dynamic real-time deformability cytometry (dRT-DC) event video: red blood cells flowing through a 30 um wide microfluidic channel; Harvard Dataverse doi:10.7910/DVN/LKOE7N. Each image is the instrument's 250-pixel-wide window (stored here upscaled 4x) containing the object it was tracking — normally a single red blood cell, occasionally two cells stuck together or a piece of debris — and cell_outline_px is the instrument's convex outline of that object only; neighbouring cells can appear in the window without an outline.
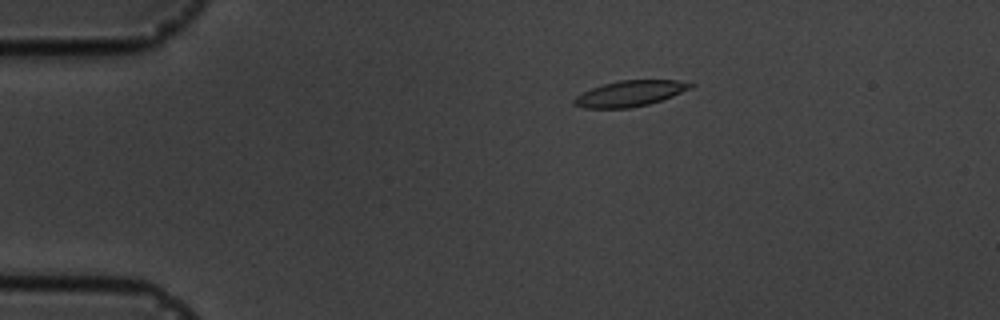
{"species": "common noctule bat (a hibernating species)", "species_latin": "Nyctalus noctula", "temperature_condition": "cold", "stored_images_in_passage": 2, "camera_frame_rate_fps": 3000, "um_per_image_px": 0.085, "animal": {"sex": "male", "body_mass_g": 19.5, "forearm_length_mm": 54.6}, "frame": {"image": 1, "passage_image": 1, "time_ms": 0.0, "image_size_px": [1000, 320], "cell_outline_px": [[696, 84], [672, 96], [648, 104], [628, 108], [584, 108], [572, 104], [572, 100], [576, 96], [592, 88], [604, 84], [620, 80], [676, 80]], "centroid_in_image_um": [53.49, 7.95], "position_along_channel_um": 31.5, "area_um2": 17.17}}